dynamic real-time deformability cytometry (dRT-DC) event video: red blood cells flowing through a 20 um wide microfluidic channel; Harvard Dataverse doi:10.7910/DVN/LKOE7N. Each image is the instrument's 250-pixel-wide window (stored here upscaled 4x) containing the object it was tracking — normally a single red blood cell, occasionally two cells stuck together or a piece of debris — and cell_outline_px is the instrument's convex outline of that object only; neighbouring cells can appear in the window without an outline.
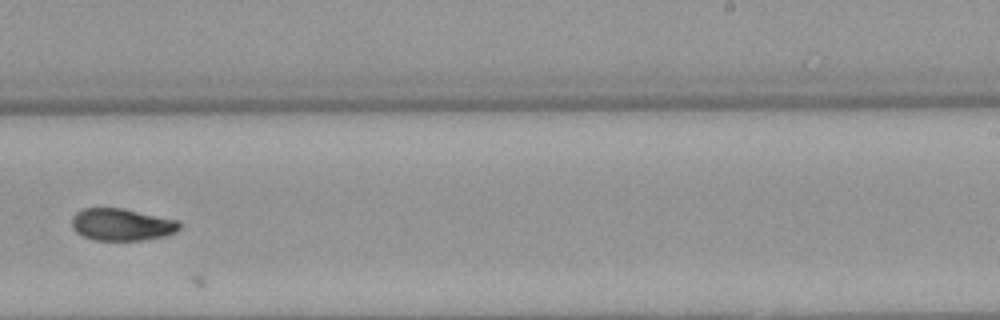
{"species": "Egyptian fruit bat (a non-hibernating species)", "species_latin": "Rousettus aegyptiacus", "temperature_condition": "warm", "stored_images_in_passage": 36, "camera_frame_rate_fps": 3000, "um_per_image_px": 0.085, "animal": {"sex": "female"}, "frame": {"image": 1, "passage_image": 25, "time_ms": 8.0, "image_size_px": [1000, 320], "cell_outline_px": [[180, 228], [176, 232], [164, 236], [144, 240], [96, 240], [84, 236], [76, 232], [72, 228], [72, 216], [76, 212], [84, 208], [124, 208], [176, 220], [180, 224]], "centroid_in_image_um": [10.33, 19.08], "position_along_channel_um": 278.7, "area_um2": 20.11}}